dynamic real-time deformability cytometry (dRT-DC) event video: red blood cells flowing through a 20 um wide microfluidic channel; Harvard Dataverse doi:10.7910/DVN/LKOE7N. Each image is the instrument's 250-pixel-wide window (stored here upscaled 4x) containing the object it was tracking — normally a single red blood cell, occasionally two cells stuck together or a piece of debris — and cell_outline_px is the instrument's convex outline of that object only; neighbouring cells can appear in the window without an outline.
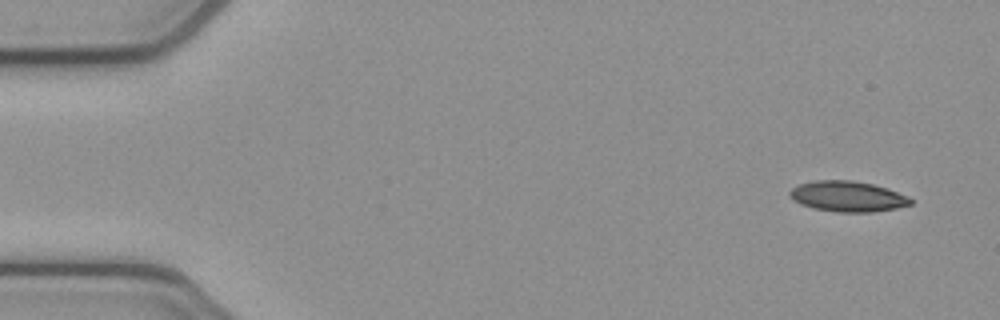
{"species": "common noctule bat (a hibernating species)", "species_latin": "Nyctalus noctula", "temperature_condition": "cold", "stored_images_in_passage": 2, "camera_frame_rate_fps": 3000, "um_per_image_px": 0.085, "animal": {"sex": "female", "body_mass_g": 21.9}, "frame": {"image": 1, "passage_image": 1, "time_ms": 0.0, "image_size_px": [1000, 320], "cell_outline_px": [[912, 204], [896, 208], [872, 212], [836, 212], [816, 208], [800, 204], [792, 200], [788, 196], [788, 192], [792, 188], [800, 184], [812, 180], [852, 180], [872, 184], [888, 188], [908, 196], [912, 200]], "centroid_in_image_um": [72.03, 16.69], "position_along_channel_um": 13.0, "area_um2": 21.62}}